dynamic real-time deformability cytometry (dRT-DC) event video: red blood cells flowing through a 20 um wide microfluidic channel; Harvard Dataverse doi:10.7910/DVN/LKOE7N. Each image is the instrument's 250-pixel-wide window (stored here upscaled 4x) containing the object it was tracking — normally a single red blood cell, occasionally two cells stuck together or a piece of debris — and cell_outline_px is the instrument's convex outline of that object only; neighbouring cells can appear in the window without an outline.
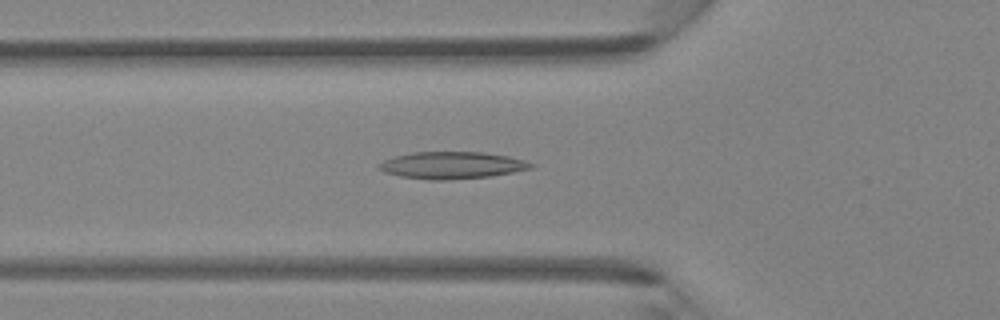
{"species": "Egyptian fruit bat (a non-hibernating species)", "species_latin": "Rousettus aegyptiacus", "temperature_condition": "room temperature", "stored_images_in_passage": 32, "camera_frame_rate_fps": 3000, "um_per_image_px": 0.085, "animal": {"sex": "female"}, "frame": {"image": 1, "passage_image": 7, "time_ms": 2.0, "image_size_px": [1000, 320], "cell_outline_px": [[536, 164], [532, 168], [512, 172], [488, 176], [448, 180], [432, 180], [400, 176], [384, 172], [380, 168], [380, 164], [384, 160], [392, 156], [412, 152], [484, 152], [508, 156], [524, 160]], "centroid_in_image_um": [38.42, 14.04], "position_along_channel_um": 87.4, "area_um2": 23.81}}
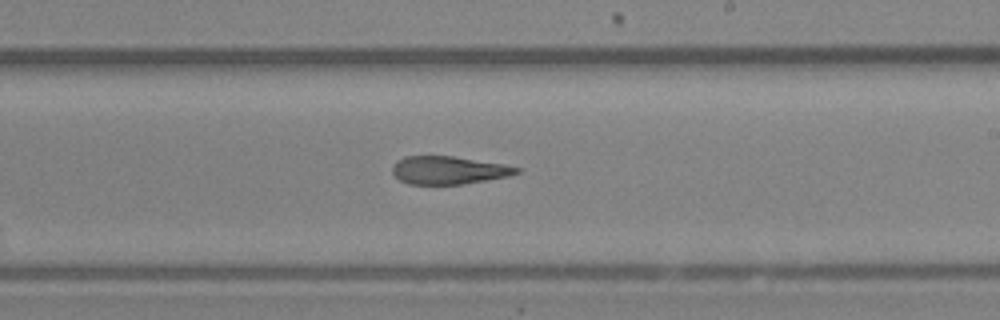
{"frame": {"image": 2, "passage_image": 18, "time_ms": 5.667, "image_size_px": [1000, 320], "cell_outline_px": [[520, 172], [508, 176], [464, 184], [408, 184], [400, 180], [392, 172], [392, 168], [396, 160], [404, 156], [452, 156], [504, 164], [520, 168]], "centroid_in_image_um": [38.11, 14.46], "position_along_channel_um": 250.9, "area_um2": 20.17}}
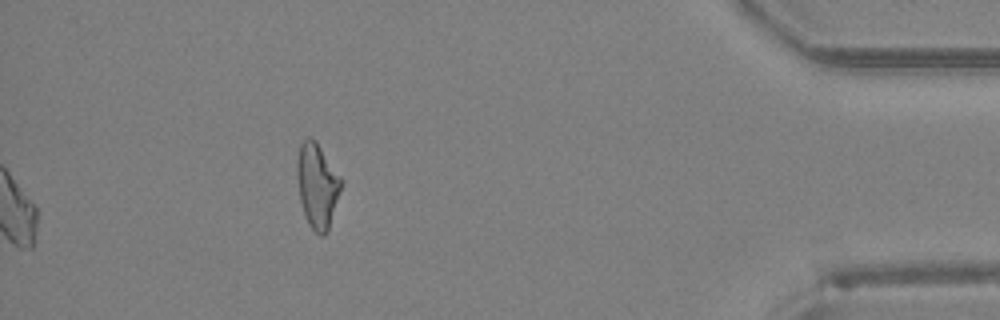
{"frame": {"image": 3, "passage_image": 32, "time_ms": 10.333, "image_size_px": [1000, 320], "cell_outline_px": [[340, 188], [328, 232], [324, 236], [320, 236], [308, 224], [300, 200], [296, 176], [296, 160], [300, 144], [308, 136], [312, 136], [316, 140], [340, 176]], "centroid_in_image_um": [26.93, 15.74], "position_along_channel_um": 408.3, "area_um2": 21.62}}